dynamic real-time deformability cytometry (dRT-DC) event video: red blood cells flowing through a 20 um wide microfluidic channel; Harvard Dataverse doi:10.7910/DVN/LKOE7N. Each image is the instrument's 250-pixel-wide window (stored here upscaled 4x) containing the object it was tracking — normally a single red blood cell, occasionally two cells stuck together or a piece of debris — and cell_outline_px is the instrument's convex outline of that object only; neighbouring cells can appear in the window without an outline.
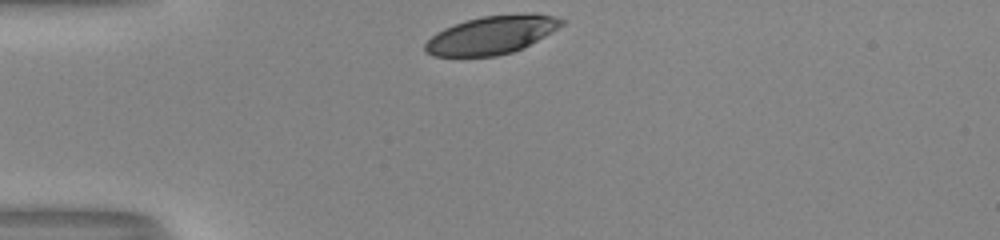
{"species": "human", "species_latin": "Homo sapiens", "temperature_condition": "room temperature", "stored_images_in_passage": 30, "camera_frame_rate_fps": 3000, "um_per_image_px": 0.085, "donor": {"sex": "male"}, "frame": {"image": 1, "passage_image": 1, "time_ms": 0.0, "image_size_px": [1000, 240], "cell_outline_px": [[564, 24], [552, 32], [524, 48], [512, 52], [496, 56], [432, 56], [424, 52], [424, 44], [436, 32], [444, 28], [464, 20], [484, 16], [532, 12], [536, 12], [552, 16], [564, 20]], "centroid_in_image_um": [41.79, 2.96], "position_along_channel_um": 43.2, "area_um2": 30.63}}
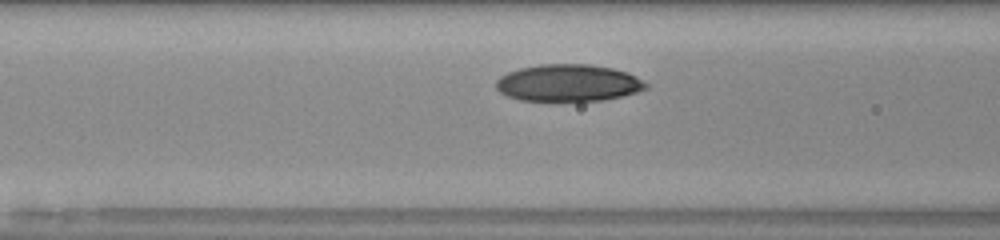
{"frame": {"image": 2, "passage_image": 9, "time_ms": 2.667, "image_size_px": [1000, 240], "cell_outline_px": [[648, 88], [636, 92], [604, 100], [520, 100], [508, 96], [500, 92], [496, 88], [496, 80], [500, 76], [508, 72], [520, 68], [540, 64], [588, 64], [612, 68], [628, 72], [636, 76], [648, 84]], "centroid_in_image_um": [48.3, 7.03], "position_along_channel_um": 118.3, "area_um2": 32.14}}
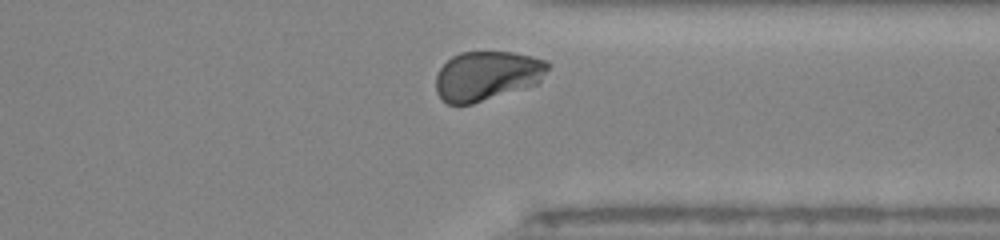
{"frame": {"image": 3, "passage_image": 28, "time_ms": 9.0, "image_size_px": [1000, 240], "cell_outline_px": [[548, 68], [540, 80], [536, 84], [472, 104], [448, 104], [436, 92], [436, 76], [440, 68], [452, 56], [460, 52], [512, 52], [532, 56], [544, 60], [548, 64]], "centroid_in_image_um": [41.37, 6.43], "position_along_channel_um": 370.0, "area_um2": 31.91}, "authors_computed_cell_mechanics": {"area_um2": 32.1368, "velocity_mm_per_s": 3.9835, "shape_relaxation_time_tau1_ms": 3.0728, "shape_relaxation_time_tau2_ms": null, "deformation_change_tau1": 0.1219, "deformation_change_tau2": null}}